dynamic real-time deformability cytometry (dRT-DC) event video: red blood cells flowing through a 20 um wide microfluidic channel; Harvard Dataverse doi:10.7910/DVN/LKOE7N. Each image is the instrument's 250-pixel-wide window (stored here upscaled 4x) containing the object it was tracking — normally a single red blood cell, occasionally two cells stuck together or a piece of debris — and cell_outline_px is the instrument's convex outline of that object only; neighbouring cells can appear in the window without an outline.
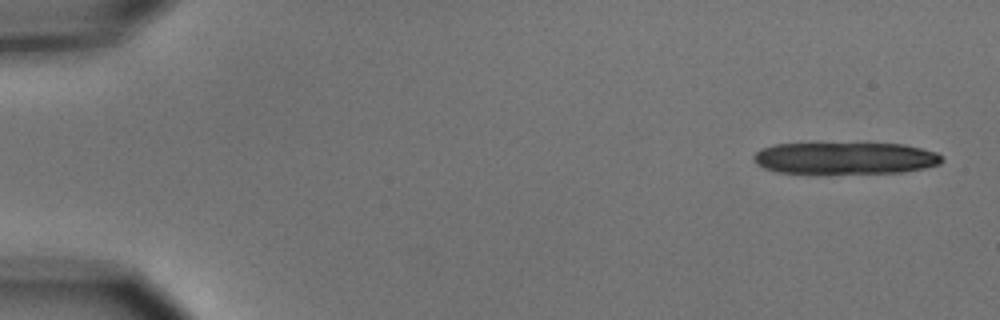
{"species": "common noctule bat (a hibernating species)", "species_latin": "Nyctalus noctula", "temperature_condition": "cold", "stored_images_in_passage": 5, "camera_frame_rate_fps": 3000, "um_per_image_px": 0.085, "animal": {"sex": "male", "body_mass_g": 15.6}, "frame": {"image": 1, "passage_image": 1, "time_ms": 0.0, "image_size_px": [1000, 320], "cell_outline_px": [[944, 160], [940, 164], [924, 168], [904, 172], [776, 172], [764, 168], [756, 164], [752, 156], [756, 152], [764, 148], [776, 144], [904, 144], [936, 152]], "centroid_in_image_um": [71.85, 13.43], "position_along_channel_um": 13.2, "area_um2": 34.28}}